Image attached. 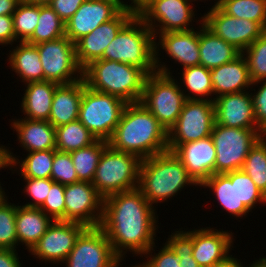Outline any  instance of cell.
I'll return each mask as SVG.
<instances>
[{"mask_svg": "<svg viewBox=\"0 0 266 267\" xmlns=\"http://www.w3.org/2000/svg\"><path fill=\"white\" fill-rule=\"evenodd\" d=\"M155 210L138 188L104 198L99 227L121 260L124 261L127 251L143 258L155 244L158 230Z\"/></svg>", "mask_w": 266, "mask_h": 267, "instance_id": "6da1fadb", "label": "cell"}, {"mask_svg": "<svg viewBox=\"0 0 266 267\" xmlns=\"http://www.w3.org/2000/svg\"><path fill=\"white\" fill-rule=\"evenodd\" d=\"M108 143L143 160L168 151V132L141 103H128Z\"/></svg>", "mask_w": 266, "mask_h": 267, "instance_id": "7a4b0ae2", "label": "cell"}, {"mask_svg": "<svg viewBox=\"0 0 266 267\" xmlns=\"http://www.w3.org/2000/svg\"><path fill=\"white\" fill-rule=\"evenodd\" d=\"M187 185L199 186L173 152L166 151L141 161L138 189L152 206L170 200Z\"/></svg>", "mask_w": 266, "mask_h": 267, "instance_id": "3957f363", "label": "cell"}, {"mask_svg": "<svg viewBox=\"0 0 266 267\" xmlns=\"http://www.w3.org/2000/svg\"><path fill=\"white\" fill-rule=\"evenodd\" d=\"M147 74L139 67L99 59L83 69V80L92 90L116 96L128 103L142 97Z\"/></svg>", "mask_w": 266, "mask_h": 267, "instance_id": "277c9868", "label": "cell"}, {"mask_svg": "<svg viewBox=\"0 0 266 267\" xmlns=\"http://www.w3.org/2000/svg\"><path fill=\"white\" fill-rule=\"evenodd\" d=\"M155 36L135 14L108 44L102 59L122 62L141 68L147 75L155 68Z\"/></svg>", "mask_w": 266, "mask_h": 267, "instance_id": "5b68a950", "label": "cell"}, {"mask_svg": "<svg viewBox=\"0 0 266 267\" xmlns=\"http://www.w3.org/2000/svg\"><path fill=\"white\" fill-rule=\"evenodd\" d=\"M155 57L156 71L147 75L142 97L139 101L149 110L168 132L177 122L186 101L181 85L173 77L167 65Z\"/></svg>", "mask_w": 266, "mask_h": 267, "instance_id": "8992f818", "label": "cell"}, {"mask_svg": "<svg viewBox=\"0 0 266 267\" xmlns=\"http://www.w3.org/2000/svg\"><path fill=\"white\" fill-rule=\"evenodd\" d=\"M141 161L136 155L108 145L101 155L92 185L103 198L138 188Z\"/></svg>", "mask_w": 266, "mask_h": 267, "instance_id": "52a82bcc", "label": "cell"}, {"mask_svg": "<svg viewBox=\"0 0 266 267\" xmlns=\"http://www.w3.org/2000/svg\"><path fill=\"white\" fill-rule=\"evenodd\" d=\"M126 105L125 101L116 96L92 90L83 80L78 120L96 139L108 141Z\"/></svg>", "mask_w": 266, "mask_h": 267, "instance_id": "ba28073f", "label": "cell"}, {"mask_svg": "<svg viewBox=\"0 0 266 267\" xmlns=\"http://www.w3.org/2000/svg\"><path fill=\"white\" fill-rule=\"evenodd\" d=\"M265 134L261 130L214 124L211 137L216 149L215 174L242 169L250 149Z\"/></svg>", "mask_w": 266, "mask_h": 267, "instance_id": "9c48e42d", "label": "cell"}, {"mask_svg": "<svg viewBox=\"0 0 266 267\" xmlns=\"http://www.w3.org/2000/svg\"><path fill=\"white\" fill-rule=\"evenodd\" d=\"M194 1L139 0L136 14L150 27L154 36L167 32L189 31L194 29L190 27L196 14L192 8Z\"/></svg>", "mask_w": 266, "mask_h": 267, "instance_id": "30bf717a", "label": "cell"}, {"mask_svg": "<svg viewBox=\"0 0 266 267\" xmlns=\"http://www.w3.org/2000/svg\"><path fill=\"white\" fill-rule=\"evenodd\" d=\"M214 124V101L186 100L177 122L168 131V151L211 136Z\"/></svg>", "mask_w": 266, "mask_h": 267, "instance_id": "8fae6325", "label": "cell"}, {"mask_svg": "<svg viewBox=\"0 0 266 267\" xmlns=\"http://www.w3.org/2000/svg\"><path fill=\"white\" fill-rule=\"evenodd\" d=\"M44 71V81L70 84L83 78L75 44L66 36L36 45ZM77 74V75H76Z\"/></svg>", "mask_w": 266, "mask_h": 267, "instance_id": "7c38bea8", "label": "cell"}, {"mask_svg": "<svg viewBox=\"0 0 266 267\" xmlns=\"http://www.w3.org/2000/svg\"><path fill=\"white\" fill-rule=\"evenodd\" d=\"M122 260L100 227H87L63 263L66 267H118Z\"/></svg>", "mask_w": 266, "mask_h": 267, "instance_id": "4fadbf2b", "label": "cell"}, {"mask_svg": "<svg viewBox=\"0 0 266 267\" xmlns=\"http://www.w3.org/2000/svg\"><path fill=\"white\" fill-rule=\"evenodd\" d=\"M65 221L99 227L103 216L104 198L90 182L65 185Z\"/></svg>", "mask_w": 266, "mask_h": 267, "instance_id": "5bb4252c", "label": "cell"}, {"mask_svg": "<svg viewBox=\"0 0 266 267\" xmlns=\"http://www.w3.org/2000/svg\"><path fill=\"white\" fill-rule=\"evenodd\" d=\"M203 23L241 53L265 32L257 22L227 15L218 6H212L203 15Z\"/></svg>", "mask_w": 266, "mask_h": 267, "instance_id": "9a60e30c", "label": "cell"}, {"mask_svg": "<svg viewBox=\"0 0 266 267\" xmlns=\"http://www.w3.org/2000/svg\"><path fill=\"white\" fill-rule=\"evenodd\" d=\"M86 228L77 222L54 220L29 253L42 259V262L60 264L66 260L77 238Z\"/></svg>", "mask_w": 266, "mask_h": 267, "instance_id": "2e32d148", "label": "cell"}, {"mask_svg": "<svg viewBox=\"0 0 266 267\" xmlns=\"http://www.w3.org/2000/svg\"><path fill=\"white\" fill-rule=\"evenodd\" d=\"M136 14V7L126 5L113 19L102 23L90 34L75 43L76 58L82 69L93 61L102 59L108 44L120 29Z\"/></svg>", "mask_w": 266, "mask_h": 267, "instance_id": "e0dca14e", "label": "cell"}, {"mask_svg": "<svg viewBox=\"0 0 266 267\" xmlns=\"http://www.w3.org/2000/svg\"><path fill=\"white\" fill-rule=\"evenodd\" d=\"M126 5L121 0H86L65 23V36L74 44L113 19Z\"/></svg>", "mask_w": 266, "mask_h": 267, "instance_id": "ac0fdd59", "label": "cell"}, {"mask_svg": "<svg viewBox=\"0 0 266 267\" xmlns=\"http://www.w3.org/2000/svg\"><path fill=\"white\" fill-rule=\"evenodd\" d=\"M173 154L199 186L215 174L216 149L211 136L180 144Z\"/></svg>", "mask_w": 266, "mask_h": 267, "instance_id": "d6986e66", "label": "cell"}, {"mask_svg": "<svg viewBox=\"0 0 266 267\" xmlns=\"http://www.w3.org/2000/svg\"><path fill=\"white\" fill-rule=\"evenodd\" d=\"M233 233L210 227L193 229L192 256L200 267H214L224 262L233 248Z\"/></svg>", "mask_w": 266, "mask_h": 267, "instance_id": "ffe728a7", "label": "cell"}, {"mask_svg": "<svg viewBox=\"0 0 266 267\" xmlns=\"http://www.w3.org/2000/svg\"><path fill=\"white\" fill-rule=\"evenodd\" d=\"M249 93L250 90L215 98V123L231 128L260 130L256 124L252 96Z\"/></svg>", "mask_w": 266, "mask_h": 267, "instance_id": "44dd1931", "label": "cell"}, {"mask_svg": "<svg viewBox=\"0 0 266 267\" xmlns=\"http://www.w3.org/2000/svg\"><path fill=\"white\" fill-rule=\"evenodd\" d=\"M189 31L167 32L155 36V57H158L161 47L170 58L181 64L182 69L200 65L199 29Z\"/></svg>", "mask_w": 266, "mask_h": 267, "instance_id": "7402d4cb", "label": "cell"}, {"mask_svg": "<svg viewBox=\"0 0 266 267\" xmlns=\"http://www.w3.org/2000/svg\"><path fill=\"white\" fill-rule=\"evenodd\" d=\"M210 78L213 84V96L216 95L214 98L247 91L253 83L242 53L233 61L211 69Z\"/></svg>", "mask_w": 266, "mask_h": 267, "instance_id": "603a6c76", "label": "cell"}, {"mask_svg": "<svg viewBox=\"0 0 266 267\" xmlns=\"http://www.w3.org/2000/svg\"><path fill=\"white\" fill-rule=\"evenodd\" d=\"M20 146L27 152L56 150L55 127L48 121L26 118L11 121Z\"/></svg>", "mask_w": 266, "mask_h": 267, "instance_id": "cb8c5ba5", "label": "cell"}, {"mask_svg": "<svg viewBox=\"0 0 266 267\" xmlns=\"http://www.w3.org/2000/svg\"><path fill=\"white\" fill-rule=\"evenodd\" d=\"M82 94L83 78L74 83L59 84L55 89L48 122L56 128L77 120Z\"/></svg>", "mask_w": 266, "mask_h": 267, "instance_id": "d4e9b609", "label": "cell"}, {"mask_svg": "<svg viewBox=\"0 0 266 267\" xmlns=\"http://www.w3.org/2000/svg\"><path fill=\"white\" fill-rule=\"evenodd\" d=\"M198 21L201 24L199 26L200 65L211 70L233 61L241 54L232 44L227 43L210 31L204 25L202 16Z\"/></svg>", "mask_w": 266, "mask_h": 267, "instance_id": "484cf974", "label": "cell"}, {"mask_svg": "<svg viewBox=\"0 0 266 267\" xmlns=\"http://www.w3.org/2000/svg\"><path fill=\"white\" fill-rule=\"evenodd\" d=\"M54 220L40 208L16 205V233L18 244L30 251Z\"/></svg>", "mask_w": 266, "mask_h": 267, "instance_id": "4316f807", "label": "cell"}, {"mask_svg": "<svg viewBox=\"0 0 266 267\" xmlns=\"http://www.w3.org/2000/svg\"><path fill=\"white\" fill-rule=\"evenodd\" d=\"M59 84L52 81L26 83L21 107L26 119L48 121L55 89Z\"/></svg>", "mask_w": 266, "mask_h": 267, "instance_id": "83f0119b", "label": "cell"}, {"mask_svg": "<svg viewBox=\"0 0 266 267\" xmlns=\"http://www.w3.org/2000/svg\"><path fill=\"white\" fill-rule=\"evenodd\" d=\"M200 187L212 189L217 203L232 216L239 218L250 212L245 204L237 199L236 170L224 174H214Z\"/></svg>", "mask_w": 266, "mask_h": 267, "instance_id": "f1b7e54d", "label": "cell"}, {"mask_svg": "<svg viewBox=\"0 0 266 267\" xmlns=\"http://www.w3.org/2000/svg\"><path fill=\"white\" fill-rule=\"evenodd\" d=\"M17 45L8 55L12 71L25 84L44 81V71L36 45L27 42H19Z\"/></svg>", "mask_w": 266, "mask_h": 267, "instance_id": "f546056e", "label": "cell"}, {"mask_svg": "<svg viewBox=\"0 0 266 267\" xmlns=\"http://www.w3.org/2000/svg\"><path fill=\"white\" fill-rule=\"evenodd\" d=\"M56 151L57 150L28 152L26 158L20 161L8 148L6 149V159L12 171V168L16 167L17 169L19 164L18 174H21V177L48 179L51 176L53 159Z\"/></svg>", "mask_w": 266, "mask_h": 267, "instance_id": "4dcf8cb0", "label": "cell"}, {"mask_svg": "<svg viewBox=\"0 0 266 267\" xmlns=\"http://www.w3.org/2000/svg\"><path fill=\"white\" fill-rule=\"evenodd\" d=\"M182 70L181 75L184 84L182 86L183 88L185 87L182 92L184 93L186 100H215L214 97L211 98L213 95V84L210 78L209 69H206L202 65H196L186 67ZM186 92L188 93L186 94Z\"/></svg>", "mask_w": 266, "mask_h": 267, "instance_id": "1f68e13d", "label": "cell"}, {"mask_svg": "<svg viewBox=\"0 0 266 267\" xmlns=\"http://www.w3.org/2000/svg\"><path fill=\"white\" fill-rule=\"evenodd\" d=\"M56 150L70 153L93 144L97 139L77 119L55 128Z\"/></svg>", "mask_w": 266, "mask_h": 267, "instance_id": "d6a6232c", "label": "cell"}, {"mask_svg": "<svg viewBox=\"0 0 266 267\" xmlns=\"http://www.w3.org/2000/svg\"><path fill=\"white\" fill-rule=\"evenodd\" d=\"M108 145V141L97 139L90 146L70 152L79 181L92 183L101 155Z\"/></svg>", "mask_w": 266, "mask_h": 267, "instance_id": "836d02e7", "label": "cell"}, {"mask_svg": "<svg viewBox=\"0 0 266 267\" xmlns=\"http://www.w3.org/2000/svg\"><path fill=\"white\" fill-rule=\"evenodd\" d=\"M65 36V22L48 5L39 4V18L33 35L26 41L37 45Z\"/></svg>", "mask_w": 266, "mask_h": 267, "instance_id": "e575fe53", "label": "cell"}, {"mask_svg": "<svg viewBox=\"0 0 266 267\" xmlns=\"http://www.w3.org/2000/svg\"><path fill=\"white\" fill-rule=\"evenodd\" d=\"M218 7L227 15L257 22L266 31V0H223Z\"/></svg>", "mask_w": 266, "mask_h": 267, "instance_id": "d590c367", "label": "cell"}, {"mask_svg": "<svg viewBox=\"0 0 266 267\" xmlns=\"http://www.w3.org/2000/svg\"><path fill=\"white\" fill-rule=\"evenodd\" d=\"M242 169L266 196V135L250 149Z\"/></svg>", "mask_w": 266, "mask_h": 267, "instance_id": "8d00e7d4", "label": "cell"}, {"mask_svg": "<svg viewBox=\"0 0 266 267\" xmlns=\"http://www.w3.org/2000/svg\"><path fill=\"white\" fill-rule=\"evenodd\" d=\"M17 42H26L34 33L39 18V4L20 2L12 14Z\"/></svg>", "mask_w": 266, "mask_h": 267, "instance_id": "74e56055", "label": "cell"}, {"mask_svg": "<svg viewBox=\"0 0 266 267\" xmlns=\"http://www.w3.org/2000/svg\"><path fill=\"white\" fill-rule=\"evenodd\" d=\"M7 196L0 201V249L16 250V204L7 202Z\"/></svg>", "mask_w": 266, "mask_h": 267, "instance_id": "f35d334b", "label": "cell"}, {"mask_svg": "<svg viewBox=\"0 0 266 267\" xmlns=\"http://www.w3.org/2000/svg\"><path fill=\"white\" fill-rule=\"evenodd\" d=\"M242 55L247 61L252 82L266 80V31Z\"/></svg>", "mask_w": 266, "mask_h": 267, "instance_id": "ab89813d", "label": "cell"}, {"mask_svg": "<svg viewBox=\"0 0 266 267\" xmlns=\"http://www.w3.org/2000/svg\"><path fill=\"white\" fill-rule=\"evenodd\" d=\"M165 242L180 257L181 267H200L192 256L193 231L178 230L171 233Z\"/></svg>", "mask_w": 266, "mask_h": 267, "instance_id": "60d3db41", "label": "cell"}, {"mask_svg": "<svg viewBox=\"0 0 266 267\" xmlns=\"http://www.w3.org/2000/svg\"><path fill=\"white\" fill-rule=\"evenodd\" d=\"M236 193L238 201L243 202L250 211L256 207L257 203L266 204V196L243 169L236 170Z\"/></svg>", "mask_w": 266, "mask_h": 267, "instance_id": "b9f144b4", "label": "cell"}, {"mask_svg": "<svg viewBox=\"0 0 266 267\" xmlns=\"http://www.w3.org/2000/svg\"><path fill=\"white\" fill-rule=\"evenodd\" d=\"M50 178L54 182L63 185L80 182L70 153L60 151L55 152Z\"/></svg>", "mask_w": 266, "mask_h": 267, "instance_id": "7bdbcfd3", "label": "cell"}, {"mask_svg": "<svg viewBox=\"0 0 266 267\" xmlns=\"http://www.w3.org/2000/svg\"><path fill=\"white\" fill-rule=\"evenodd\" d=\"M65 185L54 182L44 203L39 207L53 220L65 221Z\"/></svg>", "mask_w": 266, "mask_h": 267, "instance_id": "ee69618b", "label": "cell"}, {"mask_svg": "<svg viewBox=\"0 0 266 267\" xmlns=\"http://www.w3.org/2000/svg\"><path fill=\"white\" fill-rule=\"evenodd\" d=\"M23 179L26 183L23 191L24 193H27L32 200L31 202H26L23 206L39 208L44 203L54 181L51 178L43 179L23 177Z\"/></svg>", "mask_w": 266, "mask_h": 267, "instance_id": "f6af8a7d", "label": "cell"}, {"mask_svg": "<svg viewBox=\"0 0 266 267\" xmlns=\"http://www.w3.org/2000/svg\"><path fill=\"white\" fill-rule=\"evenodd\" d=\"M154 245L143 255L146 256L147 261L140 263L139 267H181L180 257L166 243L163 244V248L158 253L154 252L155 255H152L155 251L153 248H156Z\"/></svg>", "mask_w": 266, "mask_h": 267, "instance_id": "bcb514c9", "label": "cell"}, {"mask_svg": "<svg viewBox=\"0 0 266 267\" xmlns=\"http://www.w3.org/2000/svg\"><path fill=\"white\" fill-rule=\"evenodd\" d=\"M258 83L261 84V87L255 93L251 92L250 94L257 127L266 135V80L253 82L252 85L257 86Z\"/></svg>", "mask_w": 266, "mask_h": 267, "instance_id": "7dc6e473", "label": "cell"}, {"mask_svg": "<svg viewBox=\"0 0 266 267\" xmlns=\"http://www.w3.org/2000/svg\"><path fill=\"white\" fill-rule=\"evenodd\" d=\"M86 0H50L48 5L66 23Z\"/></svg>", "mask_w": 266, "mask_h": 267, "instance_id": "c3c4849f", "label": "cell"}, {"mask_svg": "<svg viewBox=\"0 0 266 267\" xmlns=\"http://www.w3.org/2000/svg\"><path fill=\"white\" fill-rule=\"evenodd\" d=\"M17 40L14 34L12 15H0V45H12Z\"/></svg>", "mask_w": 266, "mask_h": 267, "instance_id": "681fc988", "label": "cell"}, {"mask_svg": "<svg viewBox=\"0 0 266 267\" xmlns=\"http://www.w3.org/2000/svg\"><path fill=\"white\" fill-rule=\"evenodd\" d=\"M17 250L0 249V267H22Z\"/></svg>", "mask_w": 266, "mask_h": 267, "instance_id": "f907efd6", "label": "cell"}, {"mask_svg": "<svg viewBox=\"0 0 266 267\" xmlns=\"http://www.w3.org/2000/svg\"><path fill=\"white\" fill-rule=\"evenodd\" d=\"M21 0H0V15H12Z\"/></svg>", "mask_w": 266, "mask_h": 267, "instance_id": "816d5d0a", "label": "cell"}, {"mask_svg": "<svg viewBox=\"0 0 266 267\" xmlns=\"http://www.w3.org/2000/svg\"><path fill=\"white\" fill-rule=\"evenodd\" d=\"M214 267H243V265L239 259L230 255L224 262L218 263Z\"/></svg>", "mask_w": 266, "mask_h": 267, "instance_id": "f5cc1de1", "label": "cell"}, {"mask_svg": "<svg viewBox=\"0 0 266 267\" xmlns=\"http://www.w3.org/2000/svg\"><path fill=\"white\" fill-rule=\"evenodd\" d=\"M4 145L0 146V169H6L8 166L7 159H6V149Z\"/></svg>", "mask_w": 266, "mask_h": 267, "instance_id": "db71d44e", "label": "cell"}, {"mask_svg": "<svg viewBox=\"0 0 266 267\" xmlns=\"http://www.w3.org/2000/svg\"><path fill=\"white\" fill-rule=\"evenodd\" d=\"M249 267H266V258H259V260L253 261Z\"/></svg>", "mask_w": 266, "mask_h": 267, "instance_id": "11a10c76", "label": "cell"}, {"mask_svg": "<svg viewBox=\"0 0 266 267\" xmlns=\"http://www.w3.org/2000/svg\"><path fill=\"white\" fill-rule=\"evenodd\" d=\"M24 3H30V4H48L50 0H21Z\"/></svg>", "mask_w": 266, "mask_h": 267, "instance_id": "9f6ffc18", "label": "cell"}, {"mask_svg": "<svg viewBox=\"0 0 266 267\" xmlns=\"http://www.w3.org/2000/svg\"><path fill=\"white\" fill-rule=\"evenodd\" d=\"M125 5H127L128 6V2H124L123 0H121ZM130 1H131V4H130ZM129 1V5H131V6H137V4H138V2H139V0H130Z\"/></svg>", "mask_w": 266, "mask_h": 267, "instance_id": "6f0895ef", "label": "cell"}, {"mask_svg": "<svg viewBox=\"0 0 266 267\" xmlns=\"http://www.w3.org/2000/svg\"><path fill=\"white\" fill-rule=\"evenodd\" d=\"M1 183V182H0ZM1 185V184H0ZM6 197V194L2 188V186H0V201L3 200Z\"/></svg>", "mask_w": 266, "mask_h": 267, "instance_id": "680465c9", "label": "cell"}, {"mask_svg": "<svg viewBox=\"0 0 266 267\" xmlns=\"http://www.w3.org/2000/svg\"><path fill=\"white\" fill-rule=\"evenodd\" d=\"M196 1V0H195ZM198 1V0H197ZM202 1V0H201ZM206 1V0H205ZM213 1V0H212ZM215 4L213 6H218L223 0H215Z\"/></svg>", "mask_w": 266, "mask_h": 267, "instance_id": "91938a15", "label": "cell"}]
</instances>
